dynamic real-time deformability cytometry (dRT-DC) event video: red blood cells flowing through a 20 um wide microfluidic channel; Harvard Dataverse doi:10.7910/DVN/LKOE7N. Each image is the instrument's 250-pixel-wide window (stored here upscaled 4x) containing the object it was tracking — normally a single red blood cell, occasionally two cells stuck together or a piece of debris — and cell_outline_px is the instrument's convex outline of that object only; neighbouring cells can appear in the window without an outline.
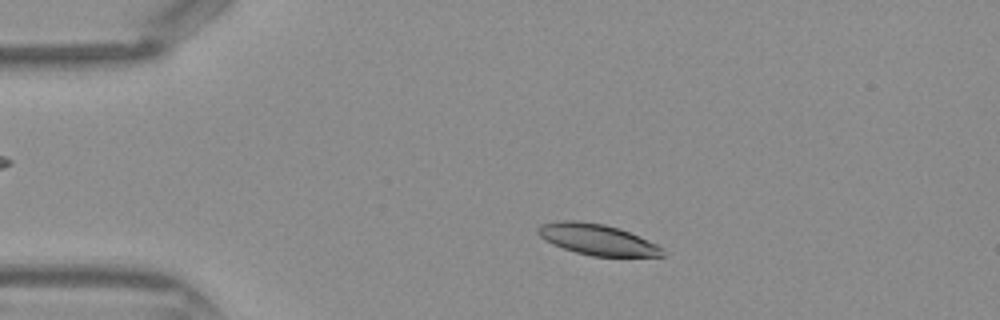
{"species": "Egyptian fruit bat (a non-hibernating species)", "species_latin": "Rousettus aegyptiacus", "temperature_condition": "warm", "stored_images_in_passage": 41, "camera_frame_rate_fps": 3000, "um_per_image_px": 0.085, "frame": {"image": 1, "passage_image": 6, "time_ms": 1.667, "image_size_px": [1000, 320], "cell_outline_px": [[664, 256], [592, 256], [576, 252], [552, 244], [544, 240], [536, 232], [536, 228], [540, 224], [556, 220], [576, 220], [604, 224], [620, 228], [656, 244], [664, 252]], "centroid_in_image_um": [50.69, 20.34], "position_along_channel_um": 34.3, "area_um2": 22.43}}
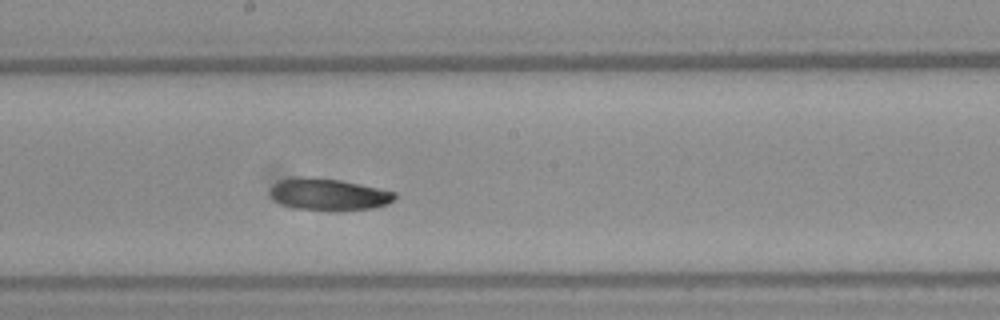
{"frame": {"image": 2, "passage_image": 21, "time_ms": 6.667, "image_size_px": [1000, 320], "cell_outline_px": [[396, 196], [388, 204], [372, 208], [332, 212], [328, 212], [296, 208], [280, 204], [268, 192], [280, 180], [340, 180], [380, 188], [396, 192]], "centroid_in_image_um": [28.03, 16.6], "position_along_channel_um": 220.2, "area_um2": 22.43}}
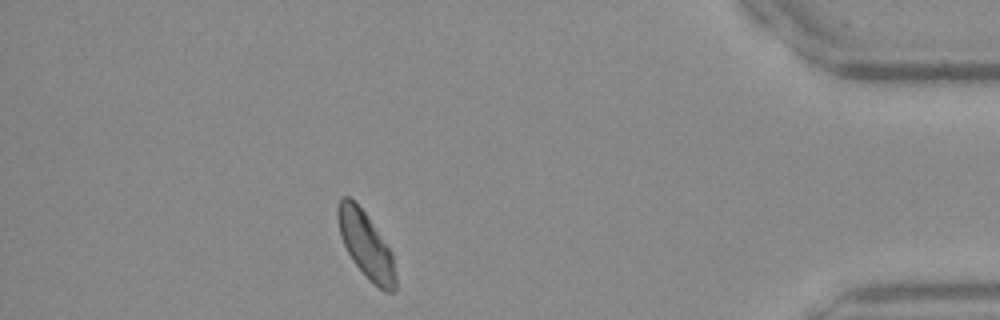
{"frame": {"image": 3, "passage_image": 36, "time_ms": 11.667, "image_size_px": [1000, 320], "cell_outline_px": [[396, 292], [384, 292], [352, 260], [340, 236], [336, 216], [336, 208], [340, 196], [348, 196], [364, 212], [388, 248], [392, 256], [396, 276]], "centroid_in_image_um": [31.07, 20.8], "position_along_channel_um": 404.1, "area_um2": 21.56}}